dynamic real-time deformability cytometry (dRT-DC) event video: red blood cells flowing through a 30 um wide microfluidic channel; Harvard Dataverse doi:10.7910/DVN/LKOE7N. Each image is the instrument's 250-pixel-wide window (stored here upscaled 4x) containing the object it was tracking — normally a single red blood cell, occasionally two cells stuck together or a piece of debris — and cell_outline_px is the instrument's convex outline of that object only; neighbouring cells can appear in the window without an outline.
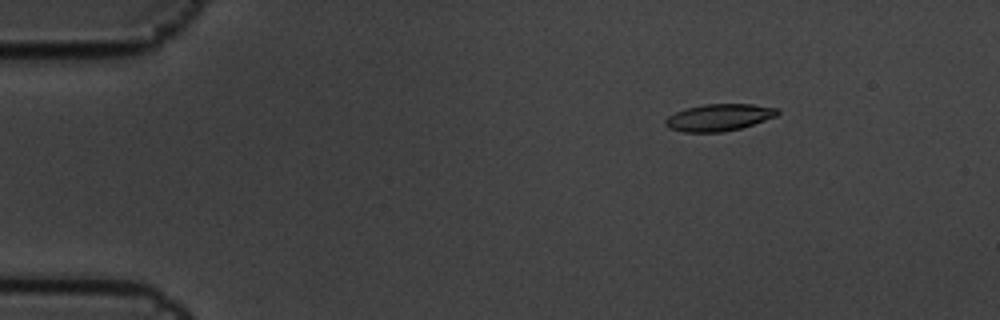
{"species": "common noctule bat (a hibernating species)", "species_latin": "Nyctalus noctula", "temperature_condition": "cold", "stored_images_in_passage": 8, "camera_frame_rate_fps": 3000, "um_per_image_px": 0.085, "animal": {"sex": "male", "body_mass_g": 19.5, "forearm_length_mm": 54.6}, "frame": {"image": 1, "passage_image": 3, "time_ms": 0.667, "image_size_px": [1000, 320], "cell_outline_px": [[780, 112], [776, 116], [740, 128], [720, 132], [684, 132], [668, 128], [664, 124], [664, 120], [668, 116], [684, 108], [704, 104], [752, 104], [776, 108]], "centroid_in_image_um": [61.06, 9.98], "position_along_channel_um": 23.9, "area_um2": 17.51}}
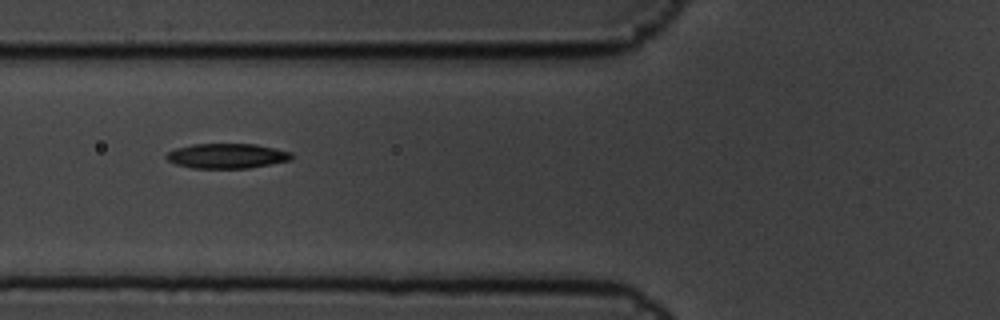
{"frame": {"image": 2, "passage_image": 7, "time_ms": 2.0, "image_size_px": [1000, 320], "cell_outline_px": [[292, 160], [248, 168], [192, 168], [176, 164], [168, 160], [164, 156], [168, 152], [176, 148], [192, 144], [256, 144], [292, 152]], "centroid_in_image_um": [19.29, 13.25], "position_along_channel_um": 106.5, "area_um2": 18.15}}
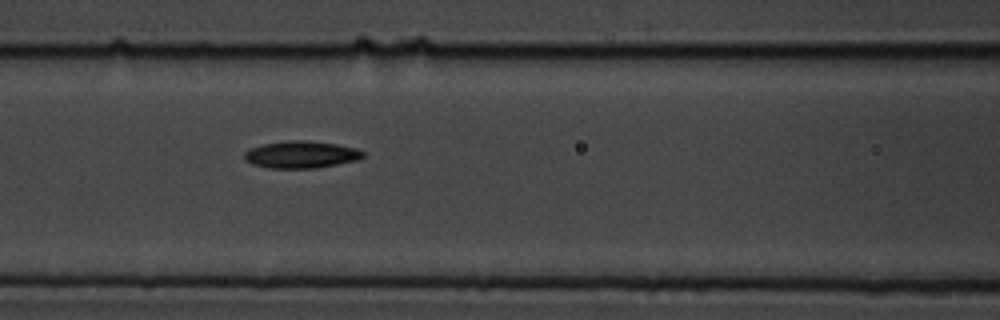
{"frame": {"image": 3, "passage_image": 8, "time_ms": 2.333, "image_size_px": [1000, 320], "cell_outline_px": [[364, 156], [360, 160], [316, 168], [268, 168], [252, 164], [244, 160], [244, 152], [248, 148], [264, 144], [292, 140], [304, 140], [336, 144], [356, 148], [364, 152]], "centroid_in_image_um": [25.59, 13.14], "position_along_channel_um": 141.0, "area_um2": 18.84}}